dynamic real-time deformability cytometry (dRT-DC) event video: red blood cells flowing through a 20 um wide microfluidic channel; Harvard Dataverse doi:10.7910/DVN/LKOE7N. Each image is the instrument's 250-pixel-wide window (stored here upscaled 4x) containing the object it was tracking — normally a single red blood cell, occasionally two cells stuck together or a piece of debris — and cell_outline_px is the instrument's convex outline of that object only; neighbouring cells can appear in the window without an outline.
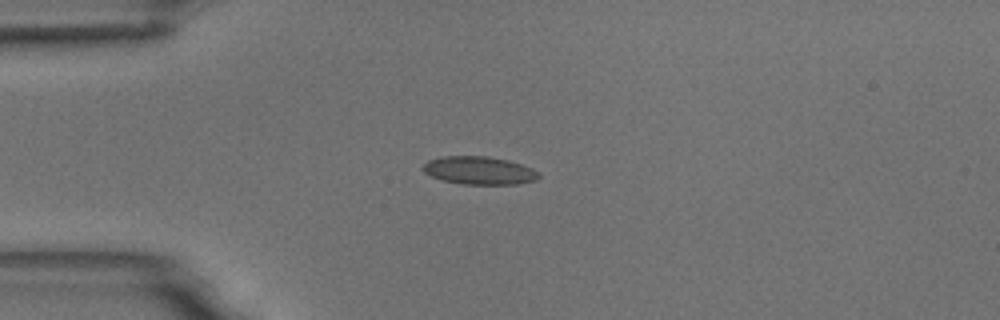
{"species": "common noctule bat (a hibernating species)", "species_latin": "Nyctalus noctula", "temperature_condition": "room temperature", "stored_images_in_passage": 43, "camera_frame_rate_fps": 3000, "um_per_image_px": 0.085, "animal": {"sex": "male", "body_mass_g": 18.8}, "frame": {"image": 1, "passage_image": 1, "time_ms": 0.0, "image_size_px": [1000, 320], "cell_outline_px": [[540, 176], [536, 180], [516, 184], [460, 184], [440, 180], [424, 172], [424, 164], [428, 160], [444, 156], [488, 156], [508, 160], [532, 168], [540, 172]], "centroid_in_image_um": [40.75, 14.49], "position_along_channel_um": 44.3, "area_um2": 18.9}}
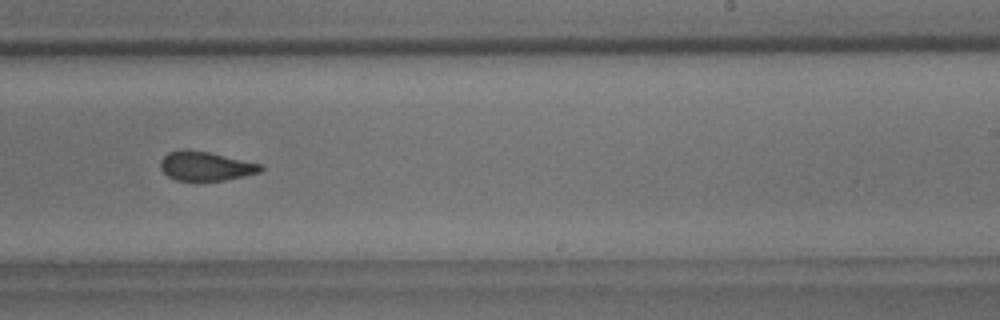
{"frame": {"image": 2, "passage_image": 21, "time_ms": 6.667, "image_size_px": [1000, 320], "cell_outline_px": [[264, 168], [260, 172], [224, 180], [196, 184], [176, 180], [168, 176], [160, 168], [160, 160], [168, 152], [184, 148], [208, 152], [264, 164]], "centroid_in_image_um": [17.45, 14.15], "position_along_channel_um": 271.5, "area_um2": 17.74}}
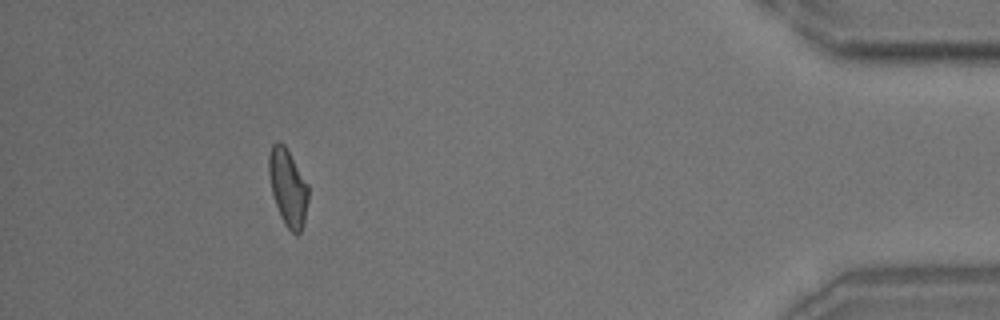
{"frame": {"image": 3, "passage_image": 37, "time_ms": 12.0, "image_size_px": [1000, 320], "cell_outline_px": [[308, 200], [304, 224], [300, 232], [296, 236], [284, 224], [280, 216], [272, 192], [268, 172], [268, 156], [272, 144], [276, 140], [280, 140], [284, 144], [308, 184]], "centroid_in_image_um": [24.47, 15.92], "position_along_channel_um": 410.7, "area_um2": 17.8}, "authors_computed_cell_mechanics": {"area_um2": 17.8024, "velocity_mm_per_s": 3.6877, "shape_relaxation_time_tau1_ms": 4.5761, "shape_relaxation_time_tau2_ms": 1.2782, "deformation_change_tau1": 0.1302, "deformation_change_tau2": 0.0911}}